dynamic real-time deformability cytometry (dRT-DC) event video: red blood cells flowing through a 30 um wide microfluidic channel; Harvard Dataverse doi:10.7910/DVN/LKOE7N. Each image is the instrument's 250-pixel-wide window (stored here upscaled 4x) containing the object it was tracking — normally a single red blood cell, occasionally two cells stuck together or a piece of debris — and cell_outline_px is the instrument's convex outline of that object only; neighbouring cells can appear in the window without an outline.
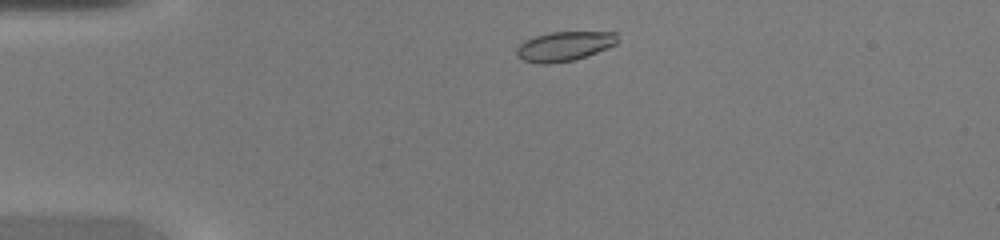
{"species": "common noctule bat (a hibernating species)", "species_latin": "Nyctalus noctula", "temperature_condition": "warm", "stored_images_in_passage": 39, "segment_of_instrument_passage": [1, 2], "camera_frame_rate_fps": 3000, "um_per_image_px": 0.085, "animal": {"sex": "female", "body_mass_g": 20.0, "forearm_length_mm": 54.0}, "frame": {"image": 1, "passage_image": 3, "time_ms": 0.667, "image_size_px": [1000, 240], "cell_outline_px": [[620, 40], [616, 44], [576, 60], [548, 64], [540, 64], [524, 60], [516, 56], [516, 48], [524, 40], [536, 36], [552, 32], [616, 32]], "centroid_in_image_um": [47.97, 3.93], "position_along_channel_um": 37.0, "area_um2": 17.4}}
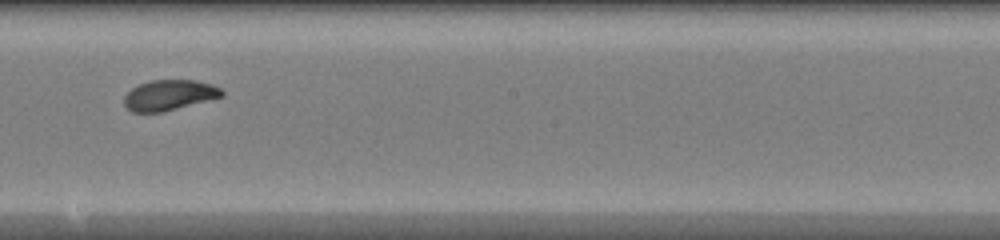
{"frame": {"image": 2, "passage_image": 19, "time_ms": 6.0, "image_size_px": [1000, 240], "cell_outline_px": [[224, 96], [160, 112], [132, 112], [124, 104], [124, 96], [132, 88], [140, 84], [152, 80], [196, 80], [212, 84], [220, 88], [224, 92]], "centroid_in_image_um": [14.39, 8.07], "position_along_channel_um": 233.8, "area_um2": 17.11}}
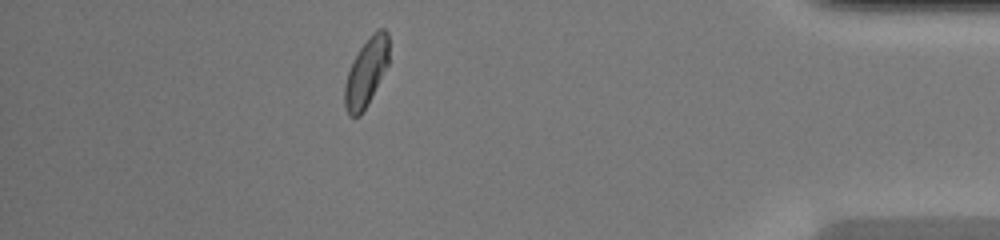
{"frame": {"image": 3, "passage_image": 33, "time_ms": 10.667, "image_size_px": [1000, 240], "cell_outline_px": [[388, 64], [360, 116], [348, 116], [344, 104], [344, 84], [348, 72], [360, 48], [372, 32], [376, 28], [384, 28], [388, 32]], "centroid_in_image_um": [31.12, 6.12], "position_along_channel_um": 404.1, "area_um2": 17.17}}